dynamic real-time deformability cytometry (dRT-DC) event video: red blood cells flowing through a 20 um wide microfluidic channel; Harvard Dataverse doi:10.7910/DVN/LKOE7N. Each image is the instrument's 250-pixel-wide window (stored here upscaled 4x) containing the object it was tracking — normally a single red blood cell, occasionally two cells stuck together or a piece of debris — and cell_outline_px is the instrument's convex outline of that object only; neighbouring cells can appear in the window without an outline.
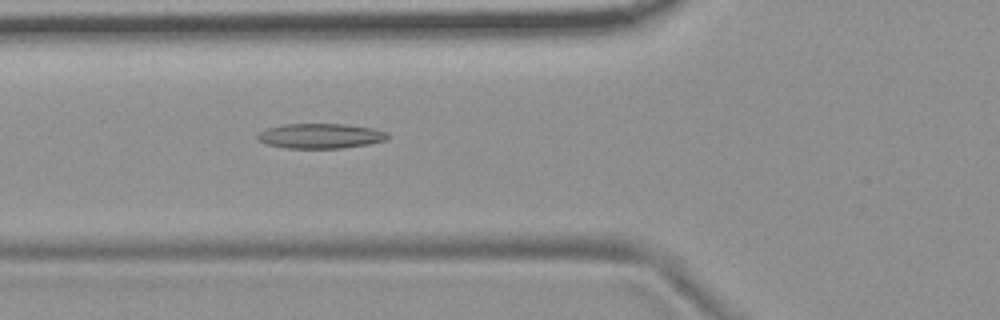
{"species": "common noctule bat (a hibernating species)", "species_latin": "Nyctalus noctula", "temperature_condition": "room temperature", "stored_images_in_passage": 34, "camera_frame_rate_fps": 3000, "um_per_image_px": 0.085, "animal": {"sex": "female", "body_mass_g": 19.9}, "frame": {"image": 1, "passage_image": 7, "time_ms": 2.0, "image_size_px": [1000, 320], "cell_outline_px": [[388, 136], [384, 140], [368, 144], [340, 148], [288, 148], [264, 144], [256, 140], [256, 136], [260, 132], [268, 128], [284, 124], [344, 124], [376, 128], [388, 132]], "centroid_in_image_um": [27.22, 11.55], "position_along_channel_um": 98.6, "area_um2": 18.96}}
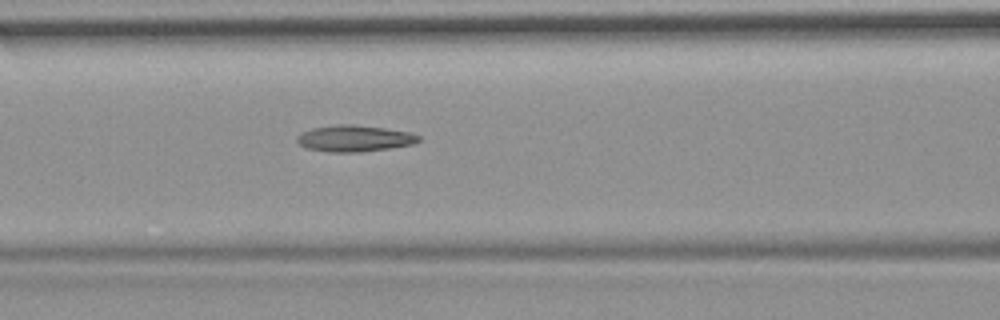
{"frame": {"image": 2, "passage_image": 10, "time_ms": 3.0, "image_size_px": [1000, 320], "cell_outline_px": [[420, 140], [412, 144], [388, 148], [360, 152], [328, 152], [308, 148], [300, 144], [296, 140], [296, 136], [300, 132], [312, 128], [340, 124], [356, 124], [412, 132], [420, 136]], "centroid_in_image_um": [30.11, 11.75], "position_along_channel_um": 136.5, "area_um2": 18.73}}
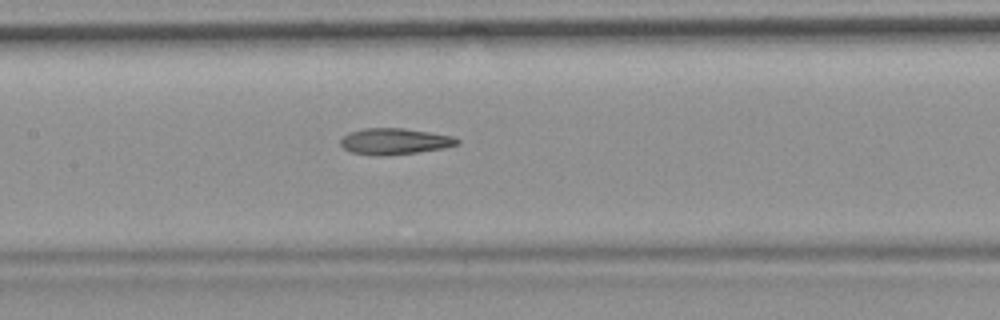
{"frame": {"image": 3, "passage_image": 13, "time_ms": 4.0, "image_size_px": [1000, 320], "cell_outline_px": [[460, 144], [444, 148], [416, 152], [384, 156], [376, 156], [352, 152], [344, 148], [340, 144], [340, 140], [348, 132], [364, 128], [404, 128], [432, 132], [452, 136], [460, 140]], "centroid_in_image_um": [33.55, 12.01], "position_along_channel_um": 173.8, "area_um2": 17.92}, "authors_computed_cell_mechanics": {"area_um2": 17.9758, "velocity_mm_per_s": 3.7516, "shape_relaxation_time_tau1_ms": null, "shape_relaxation_time_tau2_ms": 4.2282, "deformation_change_tau1": null, "deformation_change_tau2": 0.1387}}